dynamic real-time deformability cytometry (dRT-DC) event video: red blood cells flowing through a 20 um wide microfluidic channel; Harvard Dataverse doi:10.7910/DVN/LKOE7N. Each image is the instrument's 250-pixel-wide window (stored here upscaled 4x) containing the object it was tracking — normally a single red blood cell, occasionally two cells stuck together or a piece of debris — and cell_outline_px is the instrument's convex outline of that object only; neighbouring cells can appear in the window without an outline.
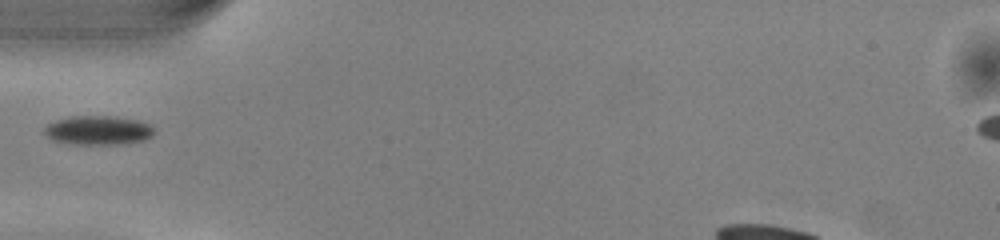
{"species": "common noctule bat (a hibernating species)", "species_latin": "Nyctalus noctula", "temperature_condition": "warm", "stored_images_in_passage": 30, "camera_frame_rate_fps": 3000, "um_per_image_px": 0.085, "animal": {"sex": "male", "body_mass_g": 13.0, "forearm_length_mm": 53.1}, "frame": {"image": 1, "passage_image": 1, "time_ms": 0.0, "image_size_px": [1000, 240], "cell_outline_px": [[152, 136], [144, 140], [120, 144], [76, 144], [52, 140], [44, 132], [44, 128], [48, 124], [56, 120], [72, 116], [112, 116], [136, 120], [152, 124]], "centroid_in_image_um": [8.34, 11.07], "position_along_channel_um": 76.7, "area_um2": 18.44}}
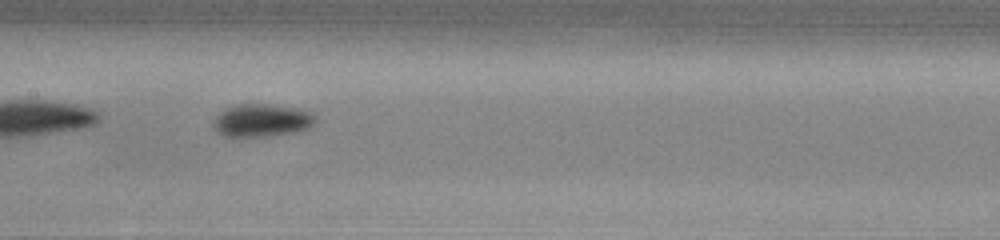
{"frame": {"image": 2, "passage_image": 9, "time_ms": 2.667, "image_size_px": [1000, 240], "cell_outline_px": [[312, 124], [308, 128], [288, 132], [264, 136], [224, 136], [212, 124], [216, 116], [220, 112], [236, 104], [268, 104], [296, 108], [312, 112]], "centroid_in_image_um": [22.2, 10.21], "position_along_channel_um": 185.2, "area_um2": 18.79}}
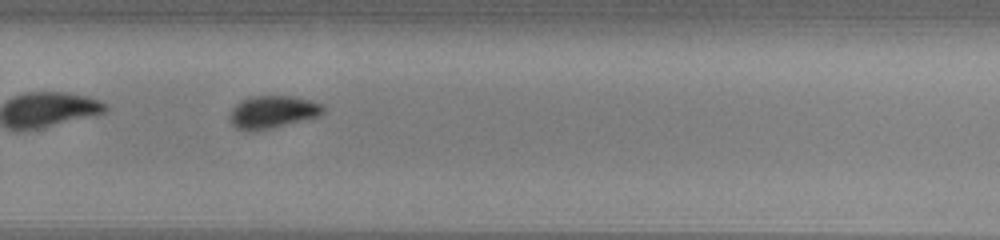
{"frame": {"image": 3, "passage_image": 18, "time_ms": 5.667, "image_size_px": [1000, 240], "cell_outline_px": [[324, 112], [320, 116], [272, 128], [252, 132], [244, 132], [236, 128], [228, 120], [228, 116], [232, 108], [240, 100], [252, 96], [292, 96], [324, 104]], "centroid_in_image_um": [23.13, 9.54], "position_along_channel_um": 306.7, "area_um2": 18.09}}